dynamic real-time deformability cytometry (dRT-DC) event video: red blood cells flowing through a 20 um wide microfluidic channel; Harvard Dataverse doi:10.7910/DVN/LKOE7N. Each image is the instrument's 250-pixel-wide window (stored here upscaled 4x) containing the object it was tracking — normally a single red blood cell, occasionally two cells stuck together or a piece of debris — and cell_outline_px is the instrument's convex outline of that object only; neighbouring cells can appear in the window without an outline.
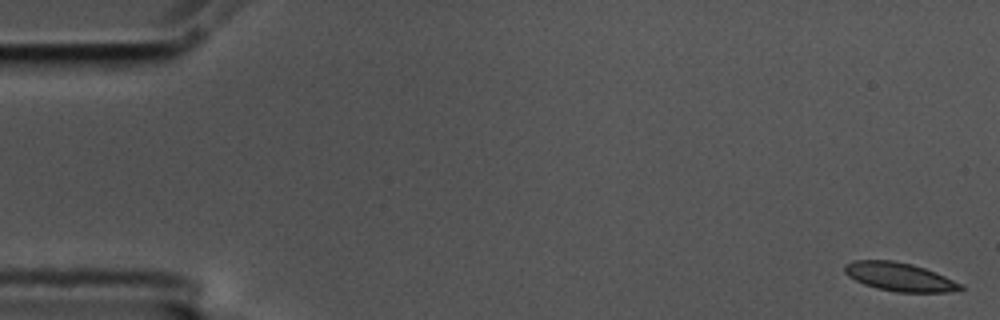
{"species": "common noctule bat (a hibernating species)", "species_latin": "Nyctalus noctula", "temperature_condition": "cold", "stored_images_in_passage": 56, "camera_frame_rate_fps": 3000, "um_per_image_px": 0.085, "animal": {"sex": "male", "body_mass_g": 17.5, "forearm_length_mm": 52.3}, "frame": {"image": 1, "passage_image": 1, "time_ms": 0.0, "image_size_px": [1000, 320], "cell_outline_px": [[964, 288], [960, 292], [896, 292], [876, 288], [864, 284], [848, 276], [844, 272], [844, 264], [852, 260], [892, 260], [912, 264], [936, 272], [964, 284]], "centroid_in_image_um": [76.5, 23.54], "position_along_channel_um": 8.5, "area_um2": 19.54}}
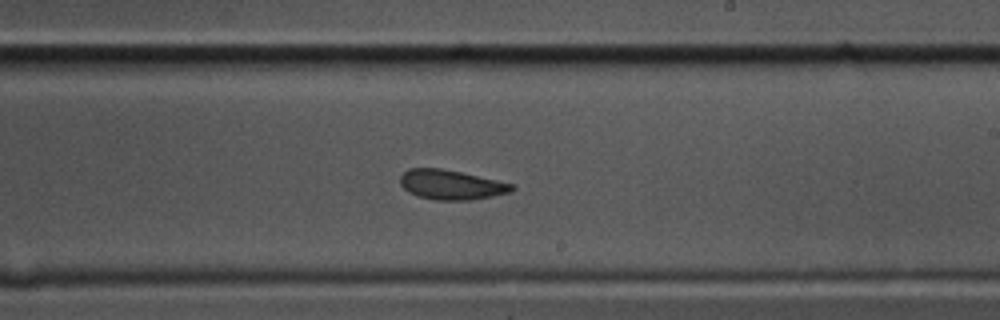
{"frame": {"image": 2, "passage_image": 33, "time_ms": 10.667, "image_size_px": [1000, 320], "cell_outline_px": [[516, 188], [512, 192], [492, 196], [468, 200], [436, 200], [416, 196], [408, 192], [400, 184], [400, 176], [408, 168], [440, 168], [460, 172], [516, 184]], "centroid_in_image_um": [38.36, 15.7], "position_along_channel_um": 250.6, "area_um2": 19.42}}
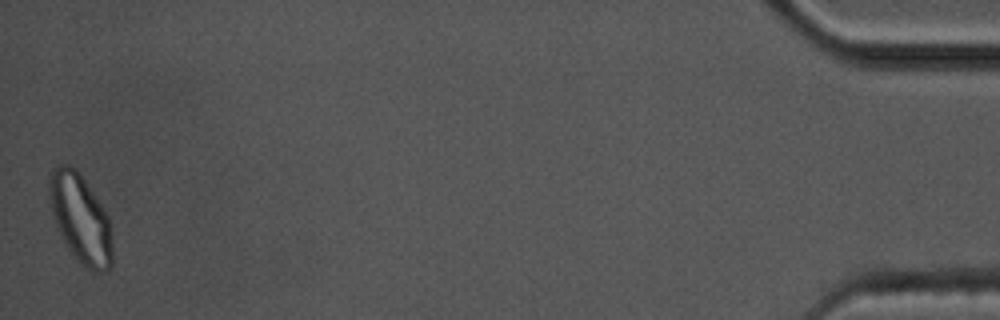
{"frame": {"image": 3, "passage_image": 56, "time_ms": 18.333, "image_size_px": [1000, 320], "cell_outline_px": [[112, 268], [104, 272], [96, 272], [84, 268], [80, 264], [68, 248], [56, 228], [48, 200], [48, 172], [52, 168], [60, 164], [68, 164], [84, 180], [108, 216], [112, 228]], "centroid_in_image_um": [6.82, 18.62], "position_along_channel_um": 428.4, "area_um2": 33.0}, "authors_computed_cell_mechanics": {"area_um2": 19.7965, "velocity_mm_per_s": 3.5456, "shape_relaxation_time_tau1_ms": 10.2422, "shape_relaxation_time_tau2_ms": 2.8086, "deformation_change_tau1": 0.1696, "deformation_change_tau2": 0.0838}}